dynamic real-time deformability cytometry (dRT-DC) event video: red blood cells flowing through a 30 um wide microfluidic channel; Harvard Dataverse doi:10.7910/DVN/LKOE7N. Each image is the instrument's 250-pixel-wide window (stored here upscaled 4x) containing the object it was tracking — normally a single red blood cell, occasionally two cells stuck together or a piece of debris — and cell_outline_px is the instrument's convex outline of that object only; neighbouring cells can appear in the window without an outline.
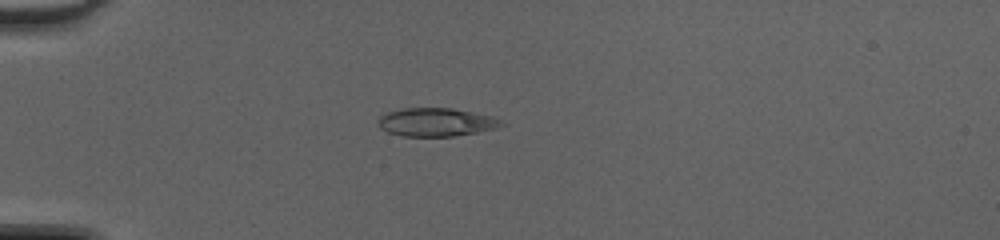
{"species": "common noctule bat (a hibernating species)", "species_latin": "Nyctalus noctula", "temperature_condition": "cold", "stored_images_in_passage": 36, "camera_frame_rate_fps": 3000, "um_per_image_px": 0.085, "animal": {"sex": "female", "body_mass_g": 20.0, "forearm_length_mm": 54.0}, "frame": {"image": 1, "passage_image": 2, "time_ms": 0.333, "image_size_px": [1000, 240], "cell_outline_px": [[504, 124], [496, 128], [476, 132], [452, 136], [404, 136], [388, 132], [380, 128], [380, 116], [388, 112], [404, 108], [452, 108], [488, 116], [500, 120]], "centroid_in_image_um": [37.04, 10.38], "position_along_channel_um": 48.0, "area_um2": 19.83}}
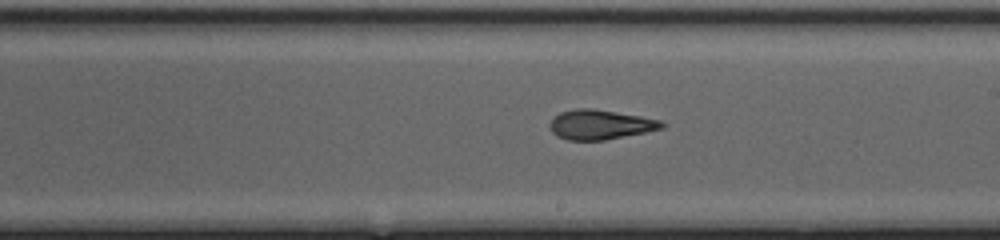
{"frame": {"image": 2, "passage_image": 17, "time_ms": 5.333, "image_size_px": [1000, 240], "cell_outline_px": [[664, 128], [604, 140], [568, 140], [556, 136], [552, 132], [548, 124], [560, 112], [576, 108], [588, 108], [640, 116], [660, 120], [664, 124]], "centroid_in_image_um": [50.98, 10.6], "position_along_channel_um": 238.0, "area_um2": 19.07}}
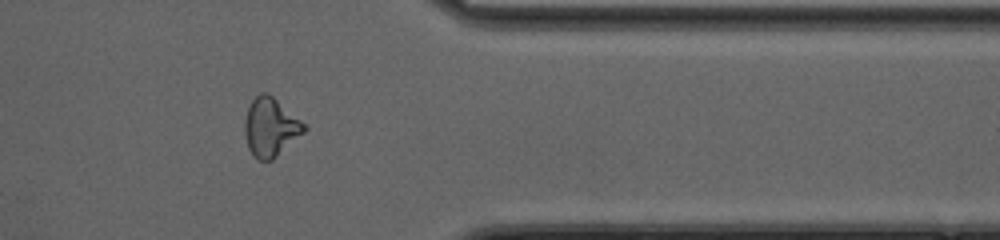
{"frame": {"image": 3, "passage_image": 28, "time_ms": 9.0, "image_size_px": [1000, 240], "cell_outline_px": [[308, 128], [304, 132], [272, 160], [256, 160], [252, 156], [248, 148], [244, 132], [244, 120], [248, 108], [252, 100], [260, 92], [268, 92], [300, 120]], "centroid_in_image_um": [22.96, 10.82], "position_along_channel_um": 388.4, "area_um2": 20.17}, "authors_computed_cell_mechanics": {"area_um2": 19.6231, "velocity_mm_per_s": 4.3534, "shape_relaxation_time_tau1_ms": null, "shape_relaxation_time_tau2_ms": 1.5806, "deformation_change_tau1": null, "deformation_change_tau2": 0.083}}